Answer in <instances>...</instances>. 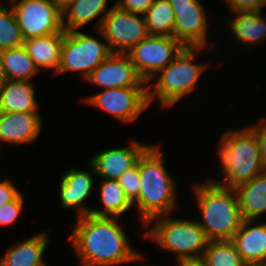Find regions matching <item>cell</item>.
Masks as SVG:
<instances>
[{"instance_id":"1","label":"cell","mask_w":266,"mask_h":266,"mask_svg":"<svg viewBox=\"0 0 266 266\" xmlns=\"http://www.w3.org/2000/svg\"><path fill=\"white\" fill-rule=\"evenodd\" d=\"M70 242L81 266H114L143 257L130 247L116 217L78 216Z\"/></svg>"},{"instance_id":"2","label":"cell","mask_w":266,"mask_h":266,"mask_svg":"<svg viewBox=\"0 0 266 266\" xmlns=\"http://www.w3.org/2000/svg\"><path fill=\"white\" fill-rule=\"evenodd\" d=\"M160 146H149L139 158L140 196L135 201L144 225L175 208V184L164 168Z\"/></svg>"},{"instance_id":"3","label":"cell","mask_w":266,"mask_h":266,"mask_svg":"<svg viewBox=\"0 0 266 266\" xmlns=\"http://www.w3.org/2000/svg\"><path fill=\"white\" fill-rule=\"evenodd\" d=\"M202 219L199 225L209 241L232 240L243 221L234 188L208 181L196 186Z\"/></svg>"},{"instance_id":"4","label":"cell","mask_w":266,"mask_h":266,"mask_svg":"<svg viewBox=\"0 0 266 266\" xmlns=\"http://www.w3.org/2000/svg\"><path fill=\"white\" fill-rule=\"evenodd\" d=\"M219 146L218 153L226 181H210L222 187L235 188L266 170L261 162L256 132L251 127L228 131L221 138Z\"/></svg>"},{"instance_id":"5","label":"cell","mask_w":266,"mask_h":266,"mask_svg":"<svg viewBox=\"0 0 266 266\" xmlns=\"http://www.w3.org/2000/svg\"><path fill=\"white\" fill-rule=\"evenodd\" d=\"M202 47H184L175 59L161 70L156 81L148 86V101L158 97L163 107L174 105L185 95L189 94L199 79L205 66L194 64L195 53ZM154 85L153 91L149 90Z\"/></svg>"},{"instance_id":"6","label":"cell","mask_w":266,"mask_h":266,"mask_svg":"<svg viewBox=\"0 0 266 266\" xmlns=\"http://www.w3.org/2000/svg\"><path fill=\"white\" fill-rule=\"evenodd\" d=\"M164 216H156L155 226L146 232L145 236L156 241L161 249L178 253V261L203 257L209 240L198 221L172 219L167 216L164 218ZM158 217L161 218L158 220Z\"/></svg>"},{"instance_id":"7","label":"cell","mask_w":266,"mask_h":266,"mask_svg":"<svg viewBox=\"0 0 266 266\" xmlns=\"http://www.w3.org/2000/svg\"><path fill=\"white\" fill-rule=\"evenodd\" d=\"M107 44L77 30L64 31L57 74L67 70H79L83 71V78L87 79L90 73L112 53Z\"/></svg>"},{"instance_id":"8","label":"cell","mask_w":266,"mask_h":266,"mask_svg":"<svg viewBox=\"0 0 266 266\" xmlns=\"http://www.w3.org/2000/svg\"><path fill=\"white\" fill-rule=\"evenodd\" d=\"M9 1L24 40L65 31L62 9L52 0Z\"/></svg>"},{"instance_id":"9","label":"cell","mask_w":266,"mask_h":266,"mask_svg":"<svg viewBox=\"0 0 266 266\" xmlns=\"http://www.w3.org/2000/svg\"><path fill=\"white\" fill-rule=\"evenodd\" d=\"M98 31L113 53H128L149 36L144 17L140 18L138 13L122 10L117 5L110 8Z\"/></svg>"},{"instance_id":"10","label":"cell","mask_w":266,"mask_h":266,"mask_svg":"<svg viewBox=\"0 0 266 266\" xmlns=\"http://www.w3.org/2000/svg\"><path fill=\"white\" fill-rule=\"evenodd\" d=\"M184 46L171 36H148L134 46L128 55L137 73L149 82L155 72L167 67Z\"/></svg>"},{"instance_id":"11","label":"cell","mask_w":266,"mask_h":266,"mask_svg":"<svg viewBox=\"0 0 266 266\" xmlns=\"http://www.w3.org/2000/svg\"><path fill=\"white\" fill-rule=\"evenodd\" d=\"M86 101L120 121L129 122L149 107L148 86L104 89Z\"/></svg>"},{"instance_id":"12","label":"cell","mask_w":266,"mask_h":266,"mask_svg":"<svg viewBox=\"0 0 266 266\" xmlns=\"http://www.w3.org/2000/svg\"><path fill=\"white\" fill-rule=\"evenodd\" d=\"M87 81L105 89L144 87L145 82L137 73L127 53H111L94 69Z\"/></svg>"},{"instance_id":"13","label":"cell","mask_w":266,"mask_h":266,"mask_svg":"<svg viewBox=\"0 0 266 266\" xmlns=\"http://www.w3.org/2000/svg\"><path fill=\"white\" fill-rule=\"evenodd\" d=\"M204 6L198 0L190 5L173 7L175 14L174 38L184 47H204L206 45L207 20Z\"/></svg>"},{"instance_id":"14","label":"cell","mask_w":266,"mask_h":266,"mask_svg":"<svg viewBox=\"0 0 266 266\" xmlns=\"http://www.w3.org/2000/svg\"><path fill=\"white\" fill-rule=\"evenodd\" d=\"M149 145L133 142L131 146L123 148L104 149L96 154L89 165L94 174L104 179H115L134 167Z\"/></svg>"},{"instance_id":"15","label":"cell","mask_w":266,"mask_h":266,"mask_svg":"<svg viewBox=\"0 0 266 266\" xmlns=\"http://www.w3.org/2000/svg\"><path fill=\"white\" fill-rule=\"evenodd\" d=\"M40 130L41 119L38 112L0 111V142L27 144L37 138Z\"/></svg>"},{"instance_id":"16","label":"cell","mask_w":266,"mask_h":266,"mask_svg":"<svg viewBox=\"0 0 266 266\" xmlns=\"http://www.w3.org/2000/svg\"><path fill=\"white\" fill-rule=\"evenodd\" d=\"M251 220H243L232 241L248 266H266V223L249 227Z\"/></svg>"},{"instance_id":"17","label":"cell","mask_w":266,"mask_h":266,"mask_svg":"<svg viewBox=\"0 0 266 266\" xmlns=\"http://www.w3.org/2000/svg\"><path fill=\"white\" fill-rule=\"evenodd\" d=\"M91 172L69 169L62 176L60 200L64 208H78V216L90 214L91 209L83 205L93 187Z\"/></svg>"},{"instance_id":"18","label":"cell","mask_w":266,"mask_h":266,"mask_svg":"<svg viewBox=\"0 0 266 266\" xmlns=\"http://www.w3.org/2000/svg\"><path fill=\"white\" fill-rule=\"evenodd\" d=\"M63 40L64 32H59L48 36L25 39L23 47L38 71L42 68H52L57 74Z\"/></svg>"},{"instance_id":"19","label":"cell","mask_w":266,"mask_h":266,"mask_svg":"<svg viewBox=\"0 0 266 266\" xmlns=\"http://www.w3.org/2000/svg\"><path fill=\"white\" fill-rule=\"evenodd\" d=\"M243 220H251L266 212V170L251 181L234 188Z\"/></svg>"},{"instance_id":"20","label":"cell","mask_w":266,"mask_h":266,"mask_svg":"<svg viewBox=\"0 0 266 266\" xmlns=\"http://www.w3.org/2000/svg\"><path fill=\"white\" fill-rule=\"evenodd\" d=\"M107 2L108 0H71L62 8L63 29L65 31L78 30L92 19L100 16L98 24H96V28L99 30L103 18L110 10L106 9Z\"/></svg>"},{"instance_id":"21","label":"cell","mask_w":266,"mask_h":266,"mask_svg":"<svg viewBox=\"0 0 266 266\" xmlns=\"http://www.w3.org/2000/svg\"><path fill=\"white\" fill-rule=\"evenodd\" d=\"M35 89L30 81L8 80L0 87V111L37 112Z\"/></svg>"},{"instance_id":"22","label":"cell","mask_w":266,"mask_h":266,"mask_svg":"<svg viewBox=\"0 0 266 266\" xmlns=\"http://www.w3.org/2000/svg\"><path fill=\"white\" fill-rule=\"evenodd\" d=\"M48 241L46 234L40 233L18 245L15 244L0 258V266H47L43 253Z\"/></svg>"},{"instance_id":"23","label":"cell","mask_w":266,"mask_h":266,"mask_svg":"<svg viewBox=\"0 0 266 266\" xmlns=\"http://www.w3.org/2000/svg\"><path fill=\"white\" fill-rule=\"evenodd\" d=\"M100 194L104 208L103 210L91 209V215L117 218L133 206V203L128 199L121 185L115 179H103Z\"/></svg>"},{"instance_id":"24","label":"cell","mask_w":266,"mask_h":266,"mask_svg":"<svg viewBox=\"0 0 266 266\" xmlns=\"http://www.w3.org/2000/svg\"><path fill=\"white\" fill-rule=\"evenodd\" d=\"M261 14V11L240 12L231 19L232 33L247 46L261 43L266 37V19Z\"/></svg>"},{"instance_id":"25","label":"cell","mask_w":266,"mask_h":266,"mask_svg":"<svg viewBox=\"0 0 266 266\" xmlns=\"http://www.w3.org/2000/svg\"><path fill=\"white\" fill-rule=\"evenodd\" d=\"M142 16L149 36H174L176 17L168 0H155Z\"/></svg>"},{"instance_id":"26","label":"cell","mask_w":266,"mask_h":266,"mask_svg":"<svg viewBox=\"0 0 266 266\" xmlns=\"http://www.w3.org/2000/svg\"><path fill=\"white\" fill-rule=\"evenodd\" d=\"M2 59L8 80L30 81L38 72L23 46L2 50Z\"/></svg>"},{"instance_id":"27","label":"cell","mask_w":266,"mask_h":266,"mask_svg":"<svg viewBox=\"0 0 266 266\" xmlns=\"http://www.w3.org/2000/svg\"><path fill=\"white\" fill-rule=\"evenodd\" d=\"M202 258L208 266H248L232 240L208 241Z\"/></svg>"},{"instance_id":"28","label":"cell","mask_w":266,"mask_h":266,"mask_svg":"<svg viewBox=\"0 0 266 266\" xmlns=\"http://www.w3.org/2000/svg\"><path fill=\"white\" fill-rule=\"evenodd\" d=\"M23 36L12 8L0 3V50L23 46Z\"/></svg>"},{"instance_id":"29","label":"cell","mask_w":266,"mask_h":266,"mask_svg":"<svg viewBox=\"0 0 266 266\" xmlns=\"http://www.w3.org/2000/svg\"><path fill=\"white\" fill-rule=\"evenodd\" d=\"M128 199L135 203L140 196L141 178L139 175V160L137 164L117 178Z\"/></svg>"},{"instance_id":"30","label":"cell","mask_w":266,"mask_h":266,"mask_svg":"<svg viewBox=\"0 0 266 266\" xmlns=\"http://www.w3.org/2000/svg\"><path fill=\"white\" fill-rule=\"evenodd\" d=\"M23 195L20 193L13 201L0 207V225H9L16 221L23 209Z\"/></svg>"},{"instance_id":"31","label":"cell","mask_w":266,"mask_h":266,"mask_svg":"<svg viewBox=\"0 0 266 266\" xmlns=\"http://www.w3.org/2000/svg\"><path fill=\"white\" fill-rule=\"evenodd\" d=\"M234 13L261 11L266 0H226Z\"/></svg>"},{"instance_id":"32","label":"cell","mask_w":266,"mask_h":266,"mask_svg":"<svg viewBox=\"0 0 266 266\" xmlns=\"http://www.w3.org/2000/svg\"><path fill=\"white\" fill-rule=\"evenodd\" d=\"M154 1L155 0H119L115 5L122 10L138 13L142 16Z\"/></svg>"},{"instance_id":"33","label":"cell","mask_w":266,"mask_h":266,"mask_svg":"<svg viewBox=\"0 0 266 266\" xmlns=\"http://www.w3.org/2000/svg\"><path fill=\"white\" fill-rule=\"evenodd\" d=\"M19 194L20 192L10 180L0 182V207L13 201Z\"/></svg>"},{"instance_id":"34","label":"cell","mask_w":266,"mask_h":266,"mask_svg":"<svg viewBox=\"0 0 266 266\" xmlns=\"http://www.w3.org/2000/svg\"><path fill=\"white\" fill-rule=\"evenodd\" d=\"M252 129L256 132L261 162L263 167L266 169V123L264 122L262 125L260 124L252 127Z\"/></svg>"},{"instance_id":"35","label":"cell","mask_w":266,"mask_h":266,"mask_svg":"<svg viewBox=\"0 0 266 266\" xmlns=\"http://www.w3.org/2000/svg\"><path fill=\"white\" fill-rule=\"evenodd\" d=\"M178 266H208V265L206 261L201 257V258L179 260Z\"/></svg>"},{"instance_id":"36","label":"cell","mask_w":266,"mask_h":266,"mask_svg":"<svg viewBox=\"0 0 266 266\" xmlns=\"http://www.w3.org/2000/svg\"><path fill=\"white\" fill-rule=\"evenodd\" d=\"M7 81L8 78L3 65L2 50H0V87H2Z\"/></svg>"},{"instance_id":"37","label":"cell","mask_w":266,"mask_h":266,"mask_svg":"<svg viewBox=\"0 0 266 266\" xmlns=\"http://www.w3.org/2000/svg\"><path fill=\"white\" fill-rule=\"evenodd\" d=\"M194 0H168L172 7L190 5V2Z\"/></svg>"},{"instance_id":"38","label":"cell","mask_w":266,"mask_h":266,"mask_svg":"<svg viewBox=\"0 0 266 266\" xmlns=\"http://www.w3.org/2000/svg\"><path fill=\"white\" fill-rule=\"evenodd\" d=\"M56 3L61 9L64 8L71 0H52Z\"/></svg>"}]
</instances>
